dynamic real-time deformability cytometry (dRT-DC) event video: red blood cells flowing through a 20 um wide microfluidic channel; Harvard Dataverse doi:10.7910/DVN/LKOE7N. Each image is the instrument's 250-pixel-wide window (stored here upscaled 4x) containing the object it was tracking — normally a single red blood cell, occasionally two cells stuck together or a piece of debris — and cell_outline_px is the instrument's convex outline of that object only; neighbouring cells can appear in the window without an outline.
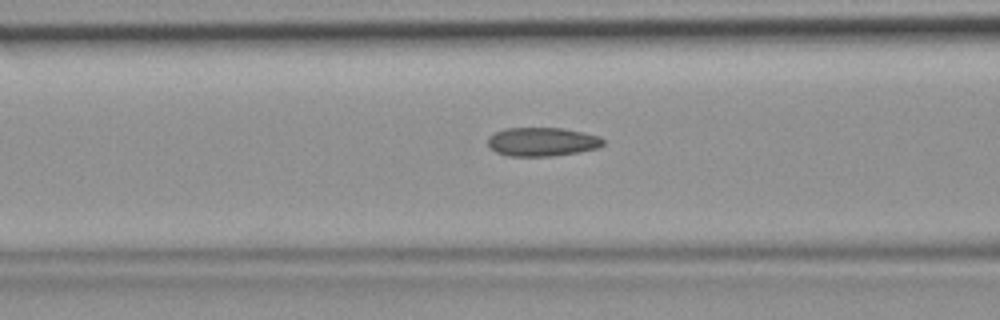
{"species": "common noctule bat (a hibernating species)", "species_latin": "Nyctalus noctula", "temperature_condition": "room temperature", "stored_images_in_passage": 36, "camera_frame_rate_fps": 3000, "um_per_image_px": 0.085, "animal": {"sex": "female", "body_mass_g": 19.9}, "frame": {"image": 1, "passage_image": 8, "time_ms": 2.333, "image_size_px": [1000, 320], "cell_outline_px": [[604, 144], [600, 148], [552, 156], [508, 156], [496, 152], [488, 144], [488, 136], [504, 128], [560, 128], [600, 136], [604, 140]], "centroid_in_image_um": [46.08, 12.05], "position_along_channel_um": 120.5, "area_um2": 19.25}}
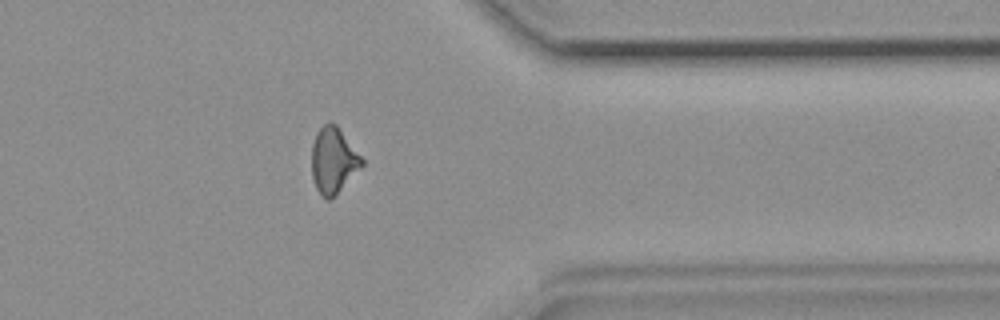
{"frame": {"image": 2, "passage_image": 27, "time_ms": 8.667, "image_size_px": [1000, 320], "cell_outline_px": [[364, 164], [332, 200], [328, 200], [316, 188], [312, 176], [312, 144], [316, 132], [328, 120], [332, 120], [336, 124], [364, 160]], "centroid_in_image_um": [28.33, 13.62], "position_along_channel_um": 383.1, "area_um2": 19.31}}
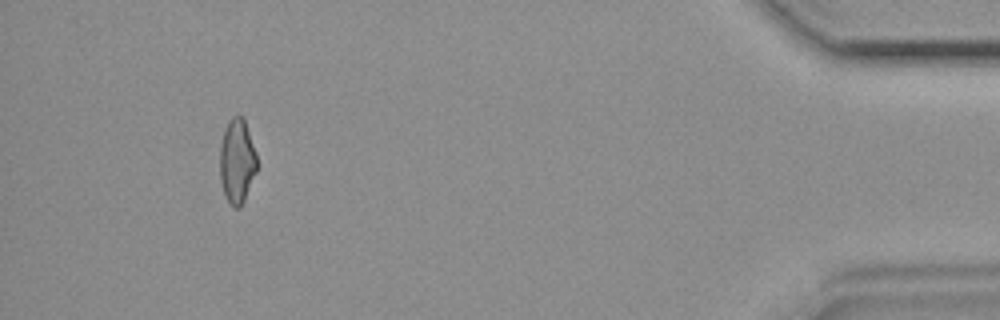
{"frame": {"image": 3, "passage_image": 33, "time_ms": 10.667, "image_size_px": [1000, 320], "cell_outline_px": [[256, 172], [244, 200], [240, 208], [236, 208], [228, 200], [224, 192], [220, 180], [220, 144], [224, 128], [228, 120], [232, 116], [244, 116], [256, 152]], "centroid_in_image_um": [20.14, 13.63], "position_along_channel_um": 415.1, "area_um2": 18.26}}